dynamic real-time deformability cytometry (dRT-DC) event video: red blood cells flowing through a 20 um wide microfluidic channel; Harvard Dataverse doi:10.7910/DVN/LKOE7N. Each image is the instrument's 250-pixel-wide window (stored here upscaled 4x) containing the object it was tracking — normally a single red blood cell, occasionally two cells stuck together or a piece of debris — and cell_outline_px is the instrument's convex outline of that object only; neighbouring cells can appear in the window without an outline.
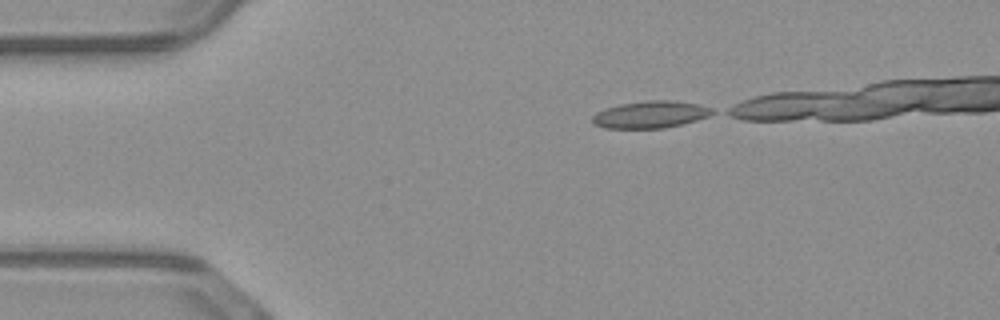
{"species": "common noctule bat (a hibernating species)", "species_latin": "Nyctalus noctula", "temperature_condition": "warm", "stored_images_in_passage": 21, "camera_frame_rate_fps": 3000, "um_per_image_px": 0.085, "animal": {"sex": "male", "body_mass_g": 23.1, "forearm_length_mm": 52.7}, "frame": {"image": 1, "passage_image": 1, "time_ms": 0.0, "image_size_px": [1000, 320], "cell_outline_px": [[716, 112], [708, 116], [696, 120], [664, 128], [604, 128], [592, 124], [592, 116], [596, 112], [604, 108], [620, 104], [648, 100], [676, 100], [700, 104], [712, 108]], "centroid_in_image_um": [55.28, 9.72], "position_along_channel_um": 29.7, "area_um2": 19.07}}
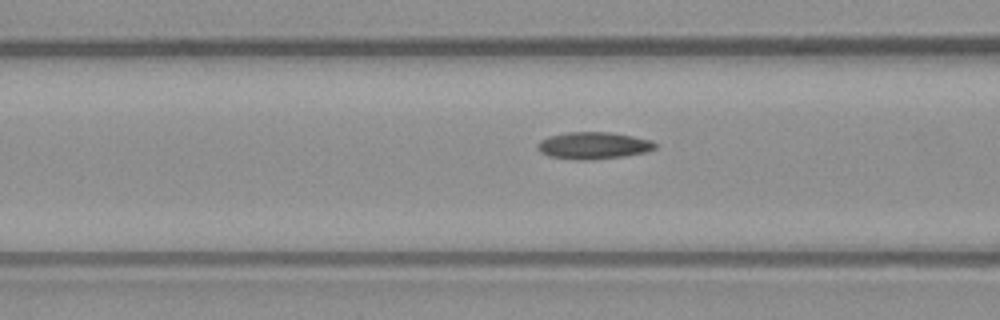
{"frame": {"image": 2, "passage_image": 11, "time_ms": 3.333, "image_size_px": [1000, 320], "cell_outline_px": [[656, 148], [644, 152], [624, 156], [592, 160], [576, 160], [548, 156], [540, 152], [536, 148], [536, 144], [540, 140], [548, 136], [568, 132], [608, 132], [632, 136], [652, 140], [656, 144]], "centroid_in_image_um": [50.39, 12.37], "position_along_channel_um": 116.2, "area_um2": 18.61}}
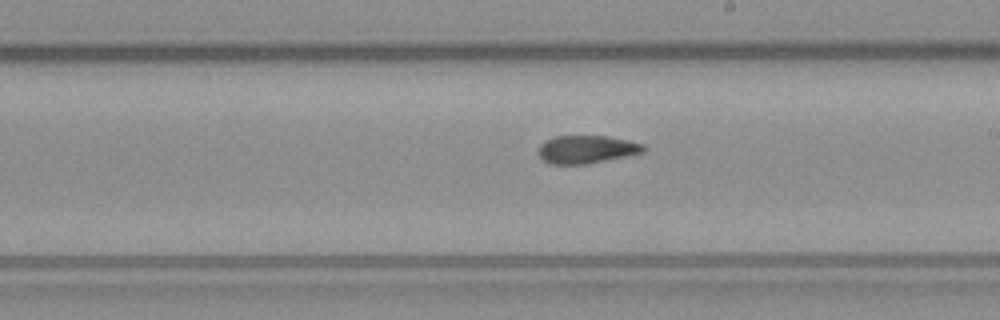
{"frame": {"image": 3, "passage_image": 20, "time_ms": 6.333, "image_size_px": [1000, 320], "cell_outline_px": [[644, 152], [588, 164], [548, 164], [536, 152], [540, 144], [544, 140], [556, 136], [608, 136], [628, 140], [644, 144]], "centroid_in_image_um": [49.82, 12.69], "position_along_channel_um": 239.2, "area_um2": 17.22}}